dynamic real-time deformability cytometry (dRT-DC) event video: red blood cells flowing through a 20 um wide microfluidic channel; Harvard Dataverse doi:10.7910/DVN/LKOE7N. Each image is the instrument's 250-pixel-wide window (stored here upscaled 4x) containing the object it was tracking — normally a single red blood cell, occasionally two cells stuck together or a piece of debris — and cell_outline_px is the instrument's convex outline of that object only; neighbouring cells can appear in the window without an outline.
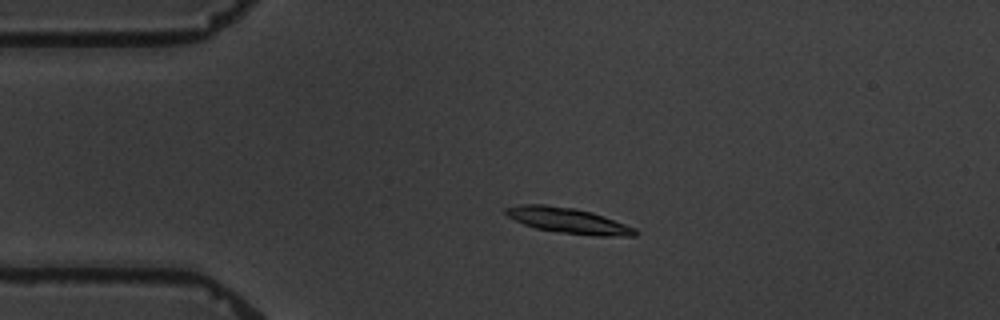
{"species": "common noctule bat (a hibernating species)", "species_latin": "Nyctalus noctula", "temperature_condition": "warm", "stored_images_in_passage": 4, "camera_frame_rate_fps": 3000, "um_per_image_px": 0.085, "animal": {"sex": "male", "body_mass_g": 19.5, "forearm_length_mm": 54.6}, "frame": {"image": 1, "passage_image": 3, "time_ms": 2.0, "image_size_px": [1000, 320], "cell_outline_px": [[640, 232], [636, 236], [596, 236], [560, 232], [536, 228], [524, 224], [508, 216], [504, 212], [504, 208], [520, 204], [544, 204], [572, 208], [592, 212], [604, 216], [636, 228]], "centroid_in_image_um": [48.33, 18.75], "position_along_channel_um": 36.7, "area_um2": 19.19}}